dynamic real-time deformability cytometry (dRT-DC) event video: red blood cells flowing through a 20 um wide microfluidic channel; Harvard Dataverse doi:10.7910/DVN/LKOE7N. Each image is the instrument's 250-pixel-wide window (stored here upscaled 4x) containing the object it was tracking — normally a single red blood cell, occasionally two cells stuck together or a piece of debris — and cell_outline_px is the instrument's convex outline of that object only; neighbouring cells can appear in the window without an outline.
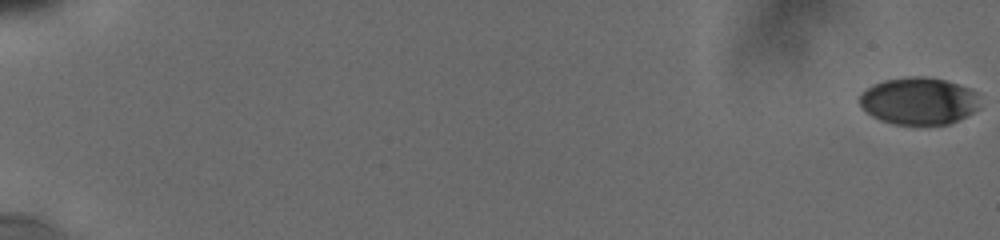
{"species": "human", "species_latin": "Homo sapiens", "temperature_condition": "cold", "stored_images_in_passage": 12, "camera_frame_rate_fps": 3000, "um_per_image_px": 0.085, "donor": {"sex": "male"}, "frame": {"image": 1, "passage_image": 1, "time_ms": 0.0, "image_size_px": [1000, 240], "cell_outline_px": [[980, 108], [948, 124], [896, 124], [880, 120], [872, 116], [860, 104], [860, 92], [872, 84], [884, 80], [904, 76], [928, 76], [944, 80], [972, 88], [976, 92]], "centroid_in_image_um": [78.08, 8.55], "position_along_channel_um": 6.9, "area_um2": 33.18}}
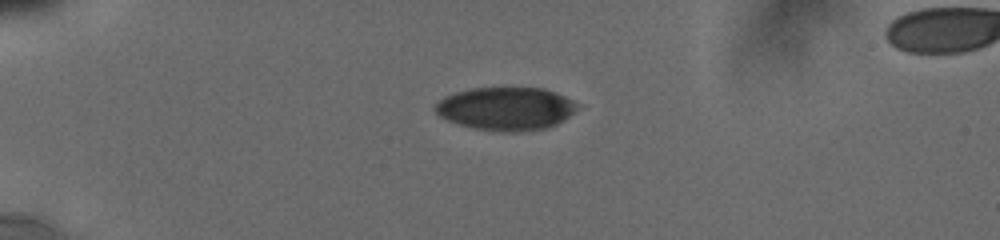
{"frame": {"image": 2, "passage_image": 9, "time_ms": 5.333, "image_size_px": [1000, 240], "cell_outline_px": [[580, 104], [568, 116], [556, 124], [544, 128], [516, 132], [504, 132], [476, 128], [460, 124], [448, 120], [440, 116], [432, 108], [436, 100], [452, 92], [472, 88], [544, 88], [556, 92]], "centroid_in_image_um": [42.95, 9.22], "position_along_channel_um": 42.1, "area_um2": 35.66}}